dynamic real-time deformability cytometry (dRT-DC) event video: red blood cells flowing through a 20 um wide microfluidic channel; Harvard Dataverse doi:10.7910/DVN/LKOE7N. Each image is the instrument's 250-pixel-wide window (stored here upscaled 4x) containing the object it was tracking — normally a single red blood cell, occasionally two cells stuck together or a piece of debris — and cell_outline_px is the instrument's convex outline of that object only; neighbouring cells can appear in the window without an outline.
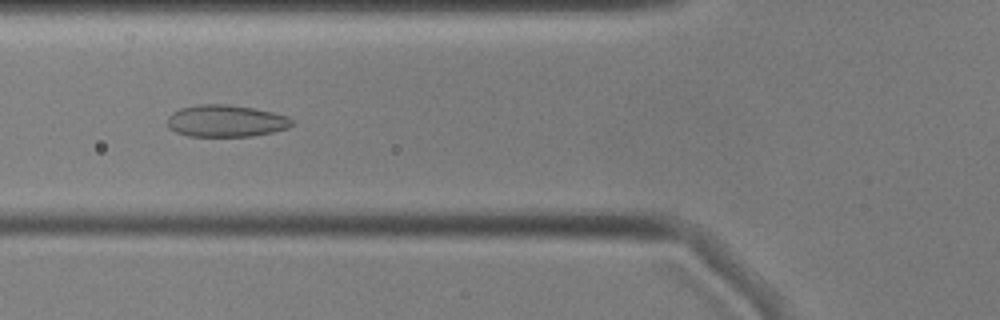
{"species": "common noctule bat (a hibernating species)", "species_latin": "Nyctalus noctula", "temperature_condition": "cold", "stored_images_in_passage": 55, "camera_frame_rate_fps": 3000, "um_per_image_px": 0.085, "animal": {"sex": "male", "body_mass_g": 17.9, "forearm_length_mm": 54.2}, "frame": {"image": 1, "passage_image": 19, "time_ms": 6.0, "image_size_px": [1000, 320], "cell_outline_px": [[292, 124], [288, 128], [272, 132], [252, 136], [188, 136], [176, 132], [168, 128], [168, 116], [172, 112], [180, 108], [196, 104], [224, 104], [252, 108], [272, 112], [288, 116], [292, 120]], "centroid_in_image_um": [19.17, 10.28], "position_along_channel_um": 106.6, "area_um2": 23.18}}
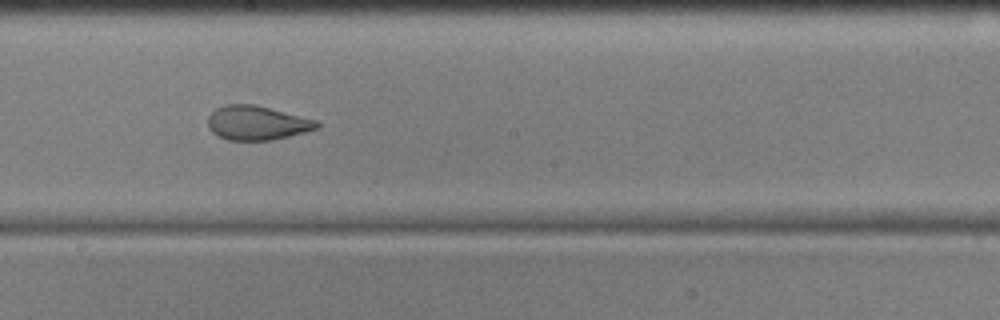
{"frame": {"image": 2, "passage_image": 29, "time_ms": 9.333, "image_size_px": [1000, 320], "cell_outline_px": [[320, 124], [316, 128], [304, 132], [272, 140], [228, 140], [212, 132], [208, 128], [208, 116], [216, 108], [224, 104], [252, 104], [316, 120]], "centroid_in_image_um": [21.79, 10.45], "position_along_channel_um": 226.4, "area_um2": 21.39}}
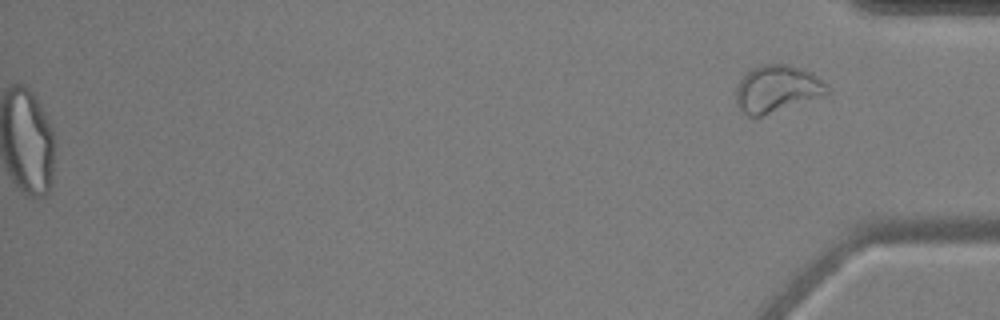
{"frame": {"image": 3, "passage_image": 55, "time_ms": 18.0, "image_size_px": [1000, 320], "cell_outline_px": [[828, 96], [760, 116], [748, 116], [736, 108], [736, 88], [740, 80], [752, 68], [764, 64], [788, 64], [804, 68], [812, 72], [828, 88]], "centroid_in_image_um": [66.05, 7.56], "position_along_channel_um": 369.1, "area_um2": 25.26}, "authors_computed_cell_mechanics": {"area_um2": 25.7788, "velocity_mm_per_s": 3.5815, "shape_relaxation_time_tau1_ms": null, "shape_relaxation_time_tau2_ms": 1.4078, "deformation_change_tau1": null, "deformation_change_tau2": 0.0776}}